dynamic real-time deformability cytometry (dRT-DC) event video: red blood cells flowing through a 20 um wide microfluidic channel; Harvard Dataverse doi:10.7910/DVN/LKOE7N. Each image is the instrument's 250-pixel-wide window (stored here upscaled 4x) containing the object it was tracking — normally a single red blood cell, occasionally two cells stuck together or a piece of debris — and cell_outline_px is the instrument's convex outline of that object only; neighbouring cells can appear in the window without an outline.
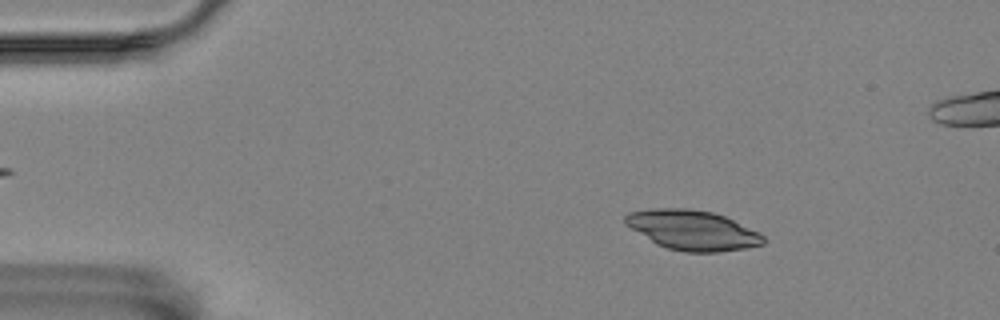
{"species": "Egyptian fruit bat (a non-hibernating species)", "species_latin": "Rousettus aegyptiacus", "temperature_condition": "room temperature", "stored_images_in_passage": 56, "camera_frame_rate_fps": 3000, "um_per_image_px": 0.085, "animal": {"sex": "female"}, "frame": {"image": 1, "passage_image": 8, "time_ms": 2.333, "image_size_px": [1000, 320], "cell_outline_px": [[764, 244], [744, 248], [720, 252], [684, 252], [668, 248], [656, 244], [624, 224], [624, 216], [628, 212], [652, 208], [688, 208], [712, 212], [724, 216], [760, 232], [764, 236]], "centroid_in_image_um": [58.84, 19.55], "position_along_channel_um": 26.2, "area_um2": 32.08}}
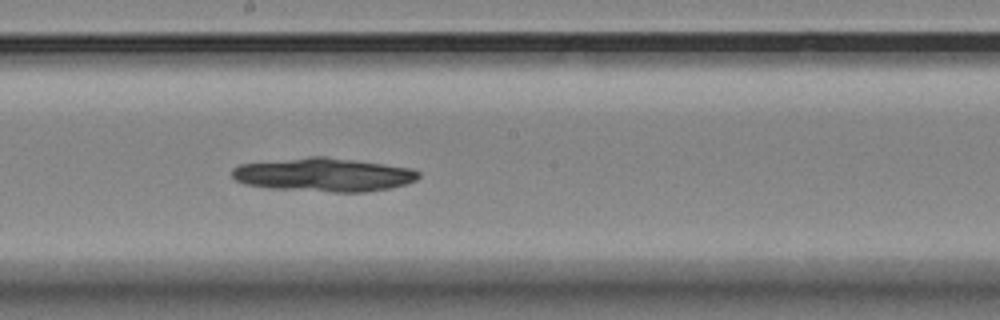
{"frame": {"image": 2, "passage_image": 30, "time_ms": 9.667, "image_size_px": [1000, 320], "cell_outline_px": [[420, 176], [416, 180], [404, 184], [388, 188], [364, 192], [332, 192], [268, 188], [244, 184], [236, 180], [232, 176], [232, 168], [240, 164], [308, 156], [324, 156], [384, 164], [408, 168], [420, 172]], "centroid_in_image_um": [27.47, 14.85], "position_along_channel_um": 220.7, "area_um2": 36.41}}
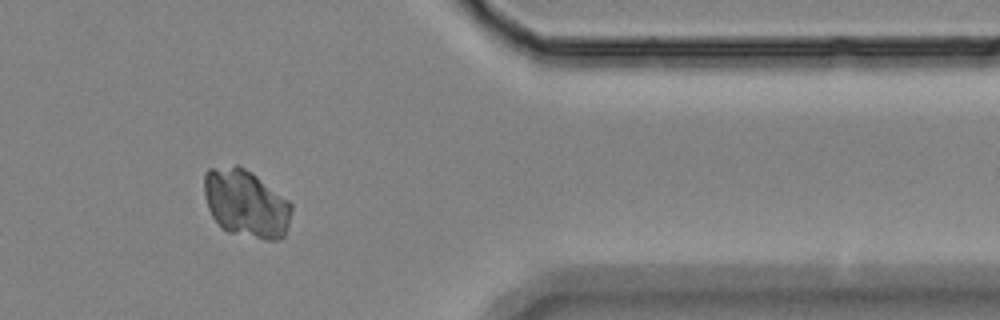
{"frame": {"image": 3, "passage_image": 46, "time_ms": 15.0, "image_size_px": [1000, 320], "cell_outline_px": [[292, 208], [288, 228], [284, 236], [280, 240], [268, 240], [228, 232], [212, 216], [208, 208], [204, 192], [204, 172], [208, 168], [236, 164], [252, 172], [288, 200], [292, 204]], "centroid_in_image_um": [20.91, 17.27], "position_along_channel_um": 390.5, "area_um2": 34.56}}